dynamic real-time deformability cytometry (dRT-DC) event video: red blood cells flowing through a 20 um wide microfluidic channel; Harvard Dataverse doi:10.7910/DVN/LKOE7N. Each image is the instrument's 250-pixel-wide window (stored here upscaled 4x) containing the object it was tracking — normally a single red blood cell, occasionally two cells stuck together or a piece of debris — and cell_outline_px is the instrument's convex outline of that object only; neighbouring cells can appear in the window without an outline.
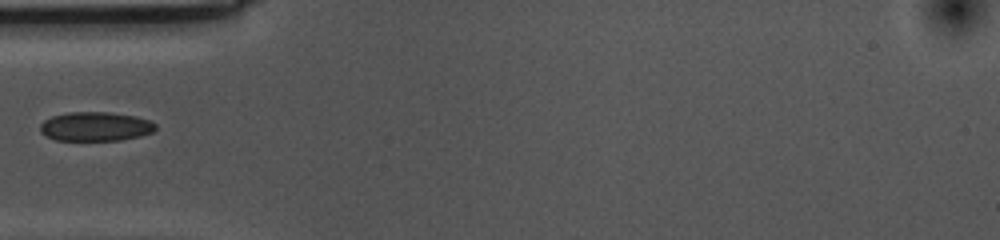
{"species": "common noctule bat (a hibernating species)", "species_latin": "Nyctalus noctula", "temperature_condition": "cold", "stored_images_in_passage": 14, "camera_frame_rate_fps": 3000, "um_per_image_px": 0.085, "animal": {"sex": "female", "body_mass_g": 10.0, "forearm_length_mm": 53.1}, "frame": {"image": 1, "passage_image": 1, "time_ms": 0.0, "image_size_px": [1000, 240], "cell_outline_px": [[156, 128], [152, 132], [140, 136], [120, 140], [56, 140], [44, 136], [40, 132], [40, 124], [44, 120], [52, 116], [68, 112], [108, 112], [136, 116], [148, 120], [156, 124]], "centroid_in_image_um": [8.09, 10.75], "position_along_channel_um": 76.9, "area_um2": 19.65}}
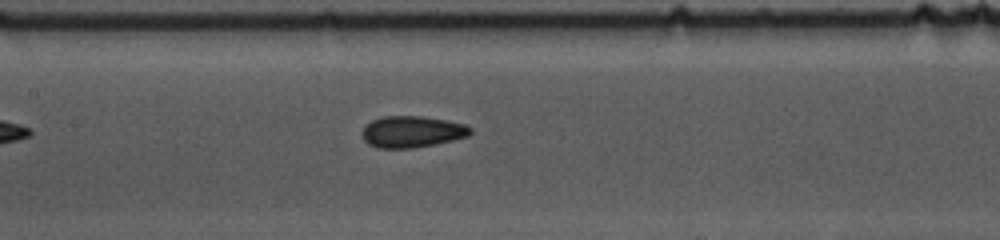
{"frame": {"image": 2, "passage_image": 9, "time_ms": 2.667, "image_size_px": [1000, 240], "cell_outline_px": [[472, 132], [468, 136], [436, 144], [412, 148], [376, 148], [368, 144], [364, 140], [364, 128], [372, 120], [384, 116], [420, 116], [448, 120], [464, 124], [472, 128]], "centroid_in_image_um": [35.05, 11.2], "position_along_channel_um": 172.3, "area_um2": 19.77}}
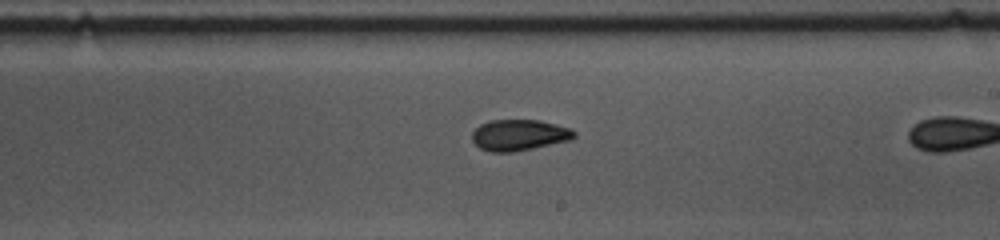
{"frame": {"image": 3, "passage_image": 12, "time_ms": 3.667, "image_size_px": [1000, 240], "cell_outline_px": [[576, 136], [572, 140], [512, 152], [488, 152], [480, 148], [472, 140], [472, 132], [480, 124], [492, 120], [540, 120], [572, 128], [576, 132]], "centroid_in_image_um": [44.15, 11.48], "position_along_channel_um": 244.8, "area_um2": 18.61}}